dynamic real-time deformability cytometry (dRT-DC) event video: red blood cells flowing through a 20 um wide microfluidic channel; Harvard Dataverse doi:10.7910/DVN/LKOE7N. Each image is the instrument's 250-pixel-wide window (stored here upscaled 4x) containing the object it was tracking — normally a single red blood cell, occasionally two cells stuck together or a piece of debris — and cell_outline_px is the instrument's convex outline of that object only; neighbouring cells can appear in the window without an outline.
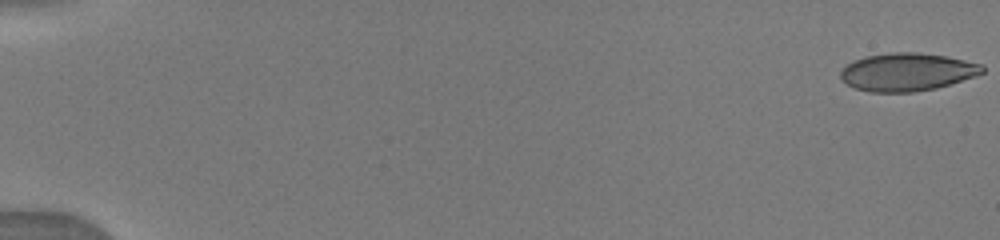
{"species": "human", "species_latin": "Homo sapiens", "temperature_condition": "warm", "stored_images_in_passage": 44, "camera_frame_rate_fps": 3000, "um_per_image_px": 0.085, "donor": {"sex": "male"}, "frame": {"image": 1, "passage_image": 1, "time_ms": 0.0, "image_size_px": [1000, 240], "cell_outline_px": [[984, 72], [976, 76], [936, 88], [912, 92], [868, 92], [856, 88], [848, 84], [840, 76], [840, 72], [852, 60], [864, 56], [892, 52], [916, 52], [944, 56], [984, 64]], "centroid_in_image_um": [77.11, 6.11], "position_along_channel_um": 7.9, "area_um2": 31.27}}
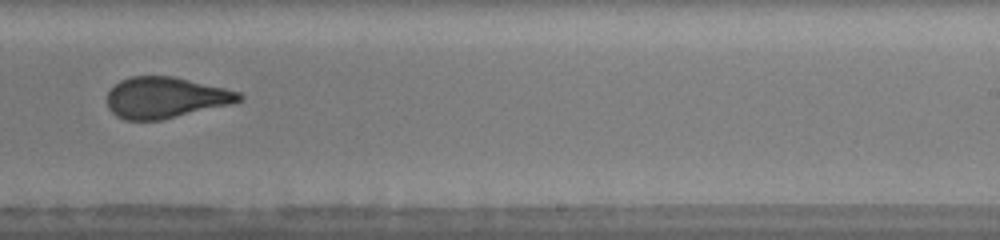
{"frame": {"image": 2, "passage_image": 30, "time_ms": 11.0, "image_size_px": [1000, 240], "cell_outline_px": [[244, 100], [232, 104], [160, 120], [124, 120], [116, 116], [108, 108], [108, 92], [120, 80], [132, 76], [176, 76], [240, 92], [244, 96]], "centroid_in_image_um": [14.1, 8.29], "position_along_channel_um": 274.9, "area_um2": 31.67}}
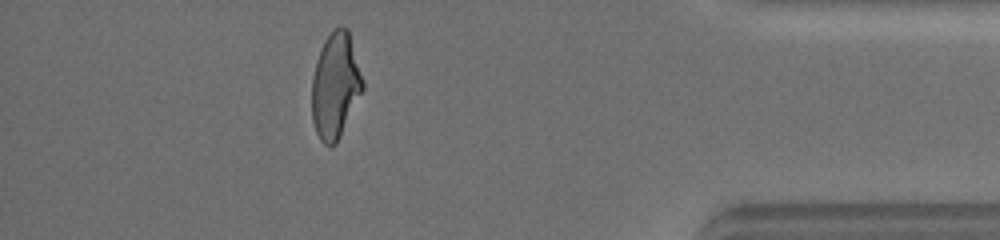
{"frame": {"image": 3, "passage_image": 41, "time_ms": 15.0, "image_size_px": [1000, 240], "cell_outline_px": [[364, 88], [336, 144], [332, 148], [324, 144], [320, 140], [316, 132], [312, 120], [312, 76], [316, 60], [320, 48], [324, 40], [340, 24], [348, 28], [364, 80]], "centroid_in_image_um": [28.51, 7.27], "position_along_channel_um": 406.7, "area_um2": 31.56}}